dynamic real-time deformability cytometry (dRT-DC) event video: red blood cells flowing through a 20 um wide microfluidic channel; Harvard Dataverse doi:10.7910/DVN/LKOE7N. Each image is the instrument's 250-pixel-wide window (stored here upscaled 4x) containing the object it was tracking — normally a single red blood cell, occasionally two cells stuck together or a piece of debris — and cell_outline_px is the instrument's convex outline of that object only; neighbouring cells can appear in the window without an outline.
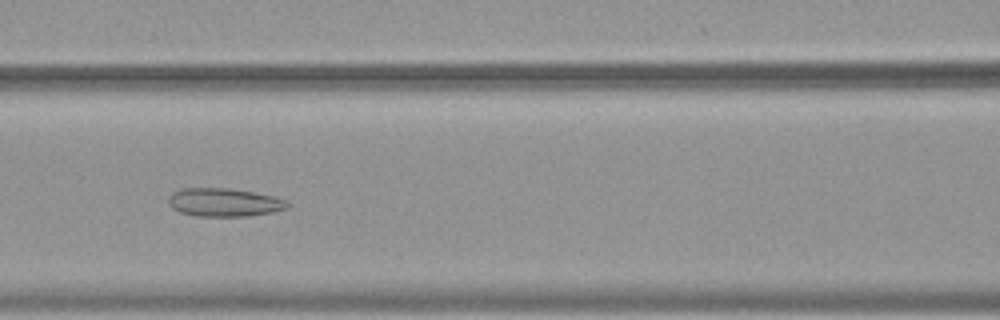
{"species": "common noctule bat (a hibernating species)", "species_latin": "Nyctalus noctula", "temperature_condition": "warm", "stored_images_in_passage": 56, "camera_frame_rate_fps": 3000, "um_per_image_px": 0.085, "animal": {"sex": "female", "body_mass_g": 19.9}, "frame": {"image": 1, "passage_image": 25, "time_ms": 8.0, "image_size_px": [1000, 320], "cell_outline_px": [[288, 204], [284, 208], [272, 212], [248, 216], [196, 216], [180, 212], [172, 208], [168, 204], [168, 196], [172, 192], [180, 188], [228, 188], [276, 196], [288, 200]], "centroid_in_image_um": [19.01, 17.19], "position_along_channel_um": 147.6, "area_um2": 19.71}}
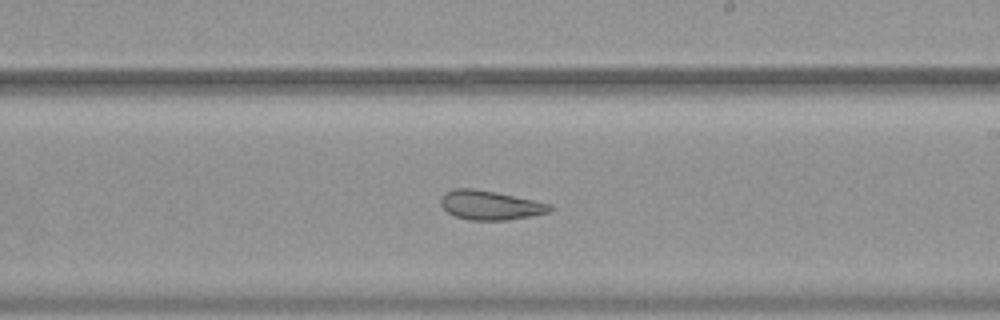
{"frame": {"image": 2, "passage_image": 33, "time_ms": 10.667, "image_size_px": [1000, 320], "cell_outline_px": [[552, 208], [548, 212], [532, 216], [508, 220], [472, 220], [456, 216], [448, 212], [440, 204], [440, 196], [444, 192], [452, 188], [472, 188], [496, 192], [552, 204]], "centroid_in_image_um": [41.64, 17.43], "position_along_channel_um": 247.4, "area_um2": 18.61}}
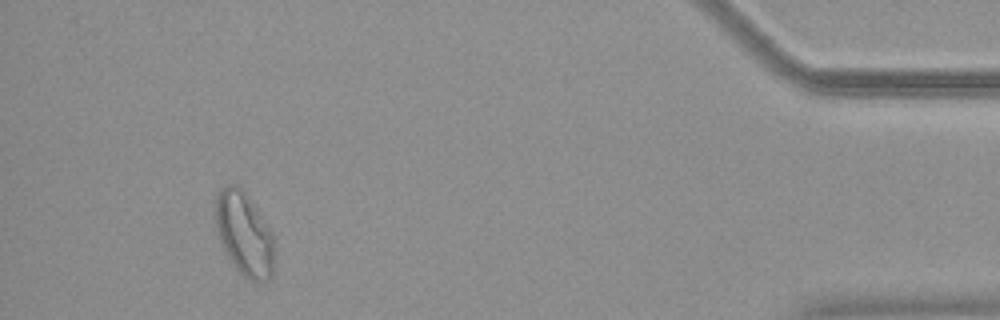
{"frame": {"image": 3, "passage_image": 51, "time_ms": 16.667, "image_size_px": [1000, 320], "cell_outline_px": [[276, 236], [272, 272], [268, 280], [252, 280], [244, 276], [236, 268], [228, 256], [220, 240], [216, 228], [216, 196], [220, 188], [228, 184], [236, 184], [248, 196]], "centroid_in_image_um": [20.79, 19.85], "position_along_channel_um": 414.4, "area_um2": 28.61}}